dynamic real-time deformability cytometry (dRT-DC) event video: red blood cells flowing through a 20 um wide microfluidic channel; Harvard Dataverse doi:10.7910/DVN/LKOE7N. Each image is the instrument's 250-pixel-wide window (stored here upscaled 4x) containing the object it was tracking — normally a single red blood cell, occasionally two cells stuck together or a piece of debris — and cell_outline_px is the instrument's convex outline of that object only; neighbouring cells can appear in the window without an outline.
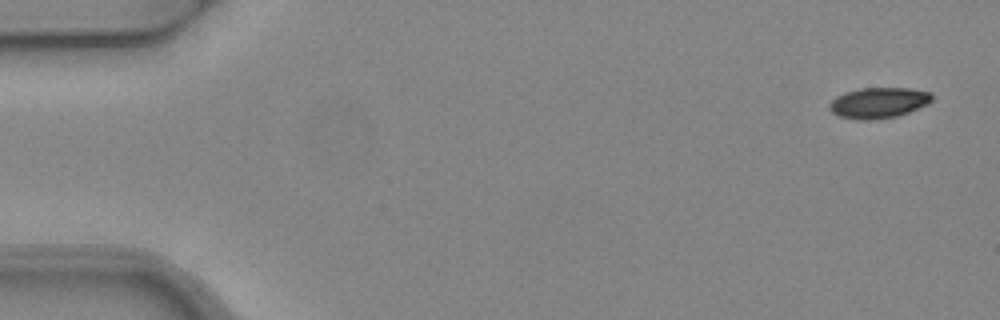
{"species": "common noctule bat (a hibernating species)", "species_latin": "Nyctalus noctula", "temperature_condition": "warm", "stored_images_in_passage": 3, "camera_frame_rate_fps": 3000, "um_per_image_px": 0.085, "animal": {"sex": "female", "body_mass_g": 24.6, "forearm_length_mm": 56.2}, "frame": {"image": 1, "passage_image": 1, "time_ms": 0.0, "image_size_px": [1000, 320], "cell_outline_px": [[932, 100], [928, 104], [908, 112], [896, 116], [872, 120], [856, 120], [840, 116], [832, 112], [828, 108], [828, 104], [836, 96], [844, 92], [860, 88], [908, 88], [932, 92]], "centroid_in_image_um": [74.66, 8.73], "position_along_channel_um": 10.3, "area_um2": 18.44}}